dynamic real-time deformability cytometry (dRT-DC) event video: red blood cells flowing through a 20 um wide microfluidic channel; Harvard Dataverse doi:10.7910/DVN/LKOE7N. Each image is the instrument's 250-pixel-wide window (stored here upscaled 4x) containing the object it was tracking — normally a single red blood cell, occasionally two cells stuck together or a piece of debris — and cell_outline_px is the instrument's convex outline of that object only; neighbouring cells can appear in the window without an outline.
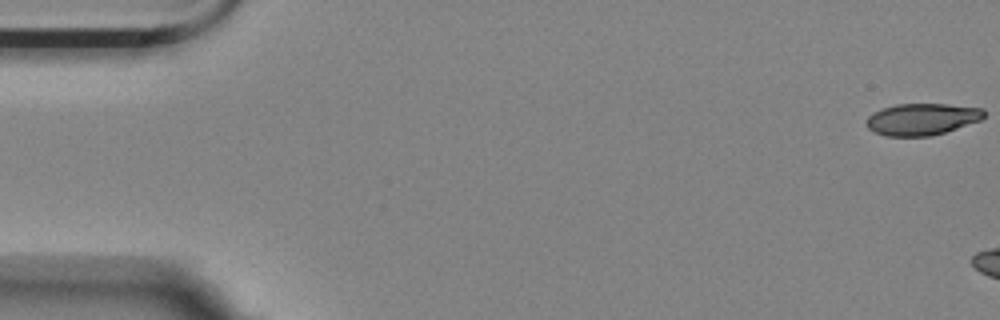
{"species": "Egyptian fruit bat (a non-hibernating species)", "species_latin": "Rousettus aegyptiacus", "temperature_condition": "room temperature", "stored_images_in_passage": 9, "camera_frame_rate_fps": 3000, "um_per_image_px": 0.085, "animal": {"sex": "female"}, "frame": {"image": 1, "passage_image": 1, "time_ms": 0.0, "image_size_px": [1000, 320], "cell_outline_px": [[984, 116], [980, 120], [932, 136], [884, 136], [868, 128], [864, 124], [868, 116], [872, 112], [896, 104], [948, 104], [984, 108]], "centroid_in_image_um": [78.33, 10.13], "position_along_channel_um": 6.7, "area_um2": 21.73}}